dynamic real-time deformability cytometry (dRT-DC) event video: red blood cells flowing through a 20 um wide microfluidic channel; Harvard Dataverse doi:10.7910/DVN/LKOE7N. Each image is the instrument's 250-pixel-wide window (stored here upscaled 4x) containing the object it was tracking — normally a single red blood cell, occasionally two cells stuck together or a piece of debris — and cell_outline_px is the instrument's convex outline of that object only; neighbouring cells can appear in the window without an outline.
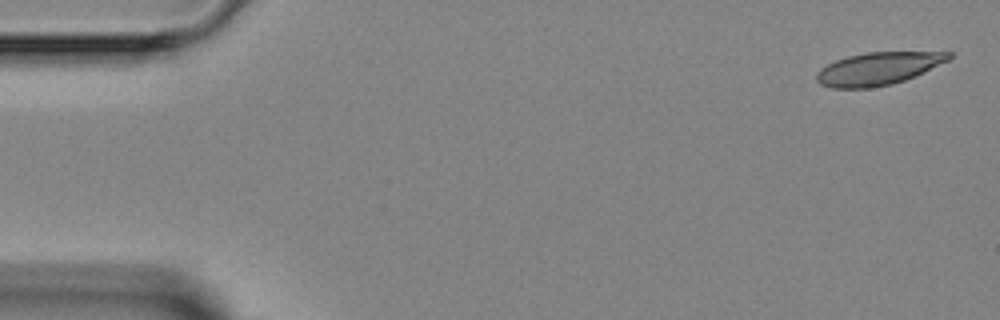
{"species": "Egyptian fruit bat (a non-hibernating species)", "species_latin": "Rousettus aegyptiacus", "temperature_condition": "room temperature", "stored_images_in_passage": 3, "segment_of_instrument_passage": [2, 2], "camera_frame_rate_fps": 3000, "um_per_image_px": 0.085, "animal": {"sex": "female"}, "frame": {"image": 1, "passage_image": 3, "time_ms": 3.667, "image_size_px": [1000, 320], "cell_outline_px": [[952, 56], [948, 60], [904, 80], [892, 84], [868, 88], [832, 88], [820, 84], [816, 80], [816, 72], [820, 68], [836, 60], [848, 56], [868, 52], [952, 52]], "centroid_in_image_um": [74.58, 5.83], "position_along_channel_um": 10.4, "area_um2": 24.85}}